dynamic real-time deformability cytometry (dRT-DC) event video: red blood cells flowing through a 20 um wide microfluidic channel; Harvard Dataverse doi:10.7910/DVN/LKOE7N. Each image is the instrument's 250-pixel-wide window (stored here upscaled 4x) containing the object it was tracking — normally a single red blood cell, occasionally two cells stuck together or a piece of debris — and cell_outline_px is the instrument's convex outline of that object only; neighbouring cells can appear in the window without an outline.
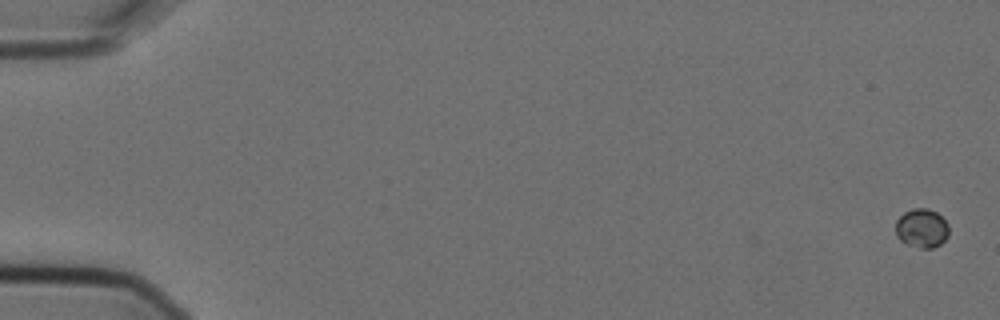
{"species": "Egyptian fruit bat (a non-hibernating species)", "species_latin": "Rousettus aegyptiacus", "temperature_condition": "cold", "stored_images_in_passage": 5, "camera_frame_rate_fps": 3000, "um_per_image_px": 0.085, "animal": {"sex": "female"}, "frame": {"image": 1, "passage_image": 1, "time_ms": 0.0, "image_size_px": [1000, 320], "cell_outline_px": [[948, 236], [940, 244], [932, 248], [920, 248], [908, 244], [900, 240], [896, 236], [896, 220], [904, 212], [912, 208], [928, 208], [936, 212], [948, 224]], "centroid_in_image_um": [78.34, 19.39], "position_along_channel_um": 6.7, "area_um2": 12.08}}
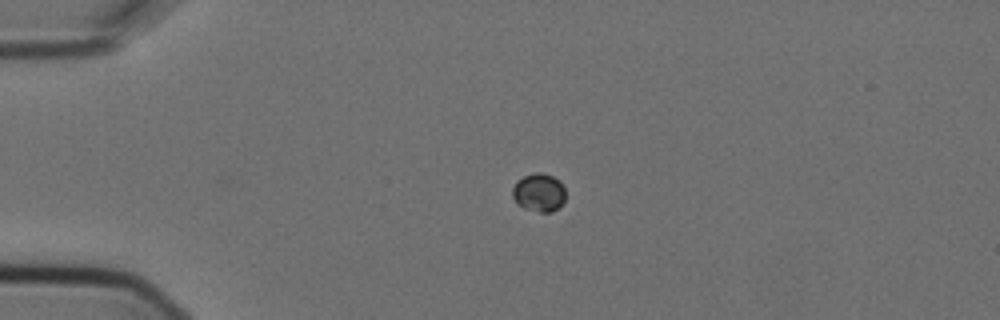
{"frame": {"image": 2, "passage_image": 4, "time_ms": 1.0, "image_size_px": [1000, 320], "cell_outline_px": [[564, 200], [552, 212], [540, 212], [524, 208], [516, 204], [512, 196], [512, 188], [516, 180], [524, 176], [536, 172], [540, 172], [552, 176], [560, 180], [564, 188]], "centroid_in_image_um": [45.77, 16.35], "position_along_channel_um": 39.2, "area_um2": 11.85}}